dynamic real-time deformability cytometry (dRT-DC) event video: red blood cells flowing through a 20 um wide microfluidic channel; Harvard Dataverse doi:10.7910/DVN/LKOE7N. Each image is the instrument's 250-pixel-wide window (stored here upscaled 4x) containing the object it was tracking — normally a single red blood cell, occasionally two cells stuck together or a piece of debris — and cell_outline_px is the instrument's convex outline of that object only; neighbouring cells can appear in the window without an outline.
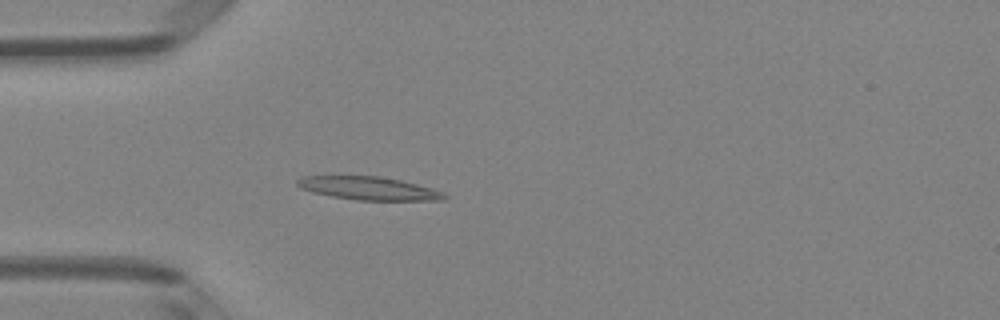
{"species": "Egyptian fruit bat (a non-hibernating species)", "species_latin": "Rousettus aegyptiacus", "temperature_condition": "room temperature", "stored_images_in_passage": 39, "camera_frame_rate_fps": 3000, "um_per_image_px": 0.085, "animal": {"sex": "female"}, "frame": {"image": 1, "passage_image": 7, "time_ms": 2.0, "image_size_px": [1000, 320], "cell_outline_px": [[448, 196], [444, 200], [356, 200], [332, 196], [312, 192], [300, 188], [296, 184], [296, 180], [304, 176], [380, 176], [400, 180], [432, 188], [444, 192]], "centroid_in_image_um": [31.34, 16.01], "position_along_channel_um": 53.7, "area_um2": 19.83}}
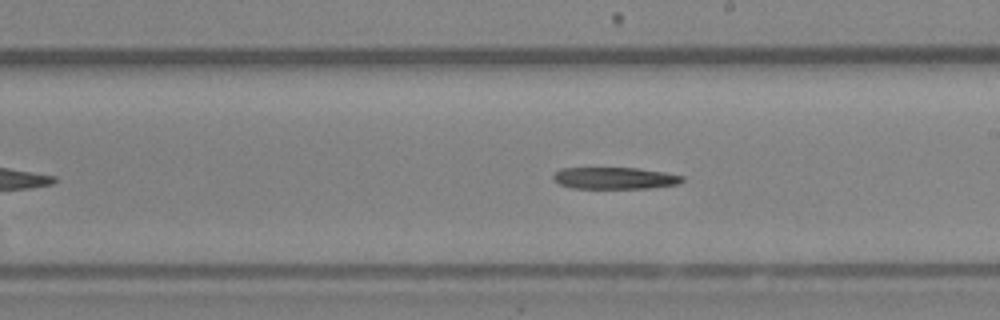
{"frame": {"image": 2, "passage_image": 21, "time_ms": 6.667, "image_size_px": [1000, 320], "cell_outline_px": [[684, 180], [680, 184], [648, 188], [572, 188], [560, 184], [552, 176], [560, 168], [636, 168], [664, 172], [684, 176]], "centroid_in_image_um": [52.29, 15.14], "position_along_channel_um": 236.7, "area_um2": 16.3}}
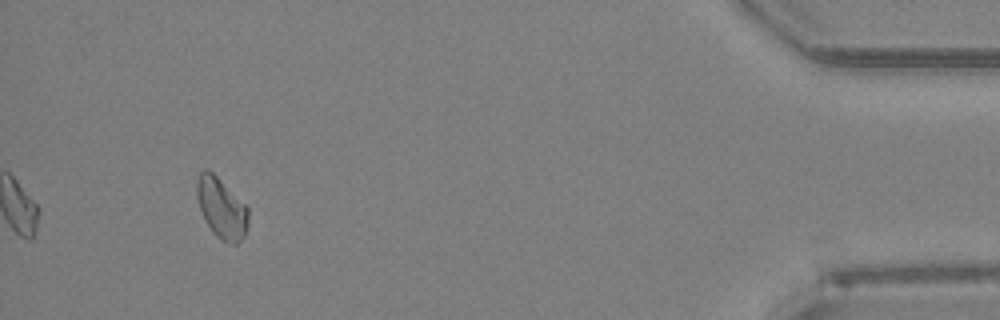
{"frame": {"image": 3, "passage_image": 39, "time_ms": 12.667, "image_size_px": [1000, 320], "cell_outline_px": [[248, 224], [244, 236], [236, 244], [232, 244], [220, 240], [212, 232], [200, 208], [196, 196], [196, 180], [200, 172], [204, 168], [208, 168], [248, 208]], "centroid_in_image_um": [18.81, 17.69], "position_along_channel_um": 416.4, "area_um2": 17.92}}